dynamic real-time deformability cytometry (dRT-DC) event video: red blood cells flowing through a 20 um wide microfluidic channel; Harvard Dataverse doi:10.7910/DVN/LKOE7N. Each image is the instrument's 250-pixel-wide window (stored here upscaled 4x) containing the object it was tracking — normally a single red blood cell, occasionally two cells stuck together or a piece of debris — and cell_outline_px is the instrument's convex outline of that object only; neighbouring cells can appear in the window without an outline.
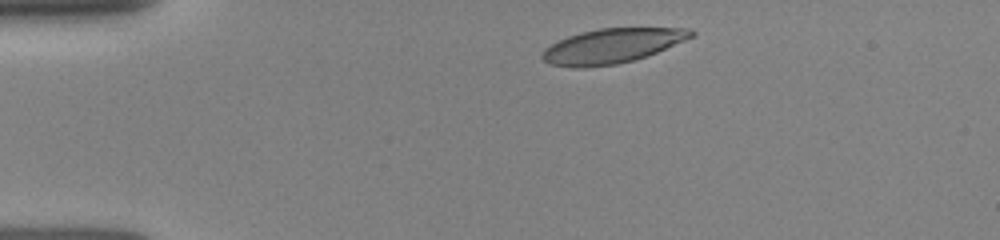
{"species": "human", "species_latin": "Homo sapiens", "temperature_condition": "room temperature", "stored_images_in_passage": 3, "camera_frame_rate_fps": 3000, "um_per_image_px": 0.085, "donor": {"sex": "female"}, "frame": {"image": 1, "passage_image": 1, "time_ms": 0.0, "image_size_px": [1000, 240], "cell_outline_px": [[696, 32], [692, 36], [684, 40], [656, 52], [632, 60], [616, 64], [584, 68], [572, 68], [552, 64], [544, 60], [540, 56], [544, 48], [568, 36], [580, 32], [600, 28], [692, 28]], "centroid_in_image_um": [51.99, 3.9], "position_along_channel_um": 33.0, "area_um2": 29.77}}